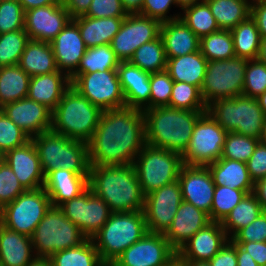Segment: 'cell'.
I'll return each instance as SVG.
<instances>
[{
	"instance_id": "obj_25",
	"label": "cell",
	"mask_w": 266,
	"mask_h": 266,
	"mask_svg": "<svg viewBox=\"0 0 266 266\" xmlns=\"http://www.w3.org/2000/svg\"><path fill=\"white\" fill-rule=\"evenodd\" d=\"M118 77L124 93L126 107L150 109V75L128 62H120Z\"/></svg>"
},
{
	"instance_id": "obj_31",
	"label": "cell",
	"mask_w": 266,
	"mask_h": 266,
	"mask_svg": "<svg viewBox=\"0 0 266 266\" xmlns=\"http://www.w3.org/2000/svg\"><path fill=\"white\" fill-rule=\"evenodd\" d=\"M214 184L253 193L254 182L244 162L220 158L207 166Z\"/></svg>"
},
{
	"instance_id": "obj_38",
	"label": "cell",
	"mask_w": 266,
	"mask_h": 266,
	"mask_svg": "<svg viewBox=\"0 0 266 266\" xmlns=\"http://www.w3.org/2000/svg\"><path fill=\"white\" fill-rule=\"evenodd\" d=\"M49 259L52 266H101L103 264L92 239L89 238L78 246L55 252Z\"/></svg>"
},
{
	"instance_id": "obj_4",
	"label": "cell",
	"mask_w": 266,
	"mask_h": 266,
	"mask_svg": "<svg viewBox=\"0 0 266 266\" xmlns=\"http://www.w3.org/2000/svg\"><path fill=\"white\" fill-rule=\"evenodd\" d=\"M101 114L99 107L71 86L52 111L51 130L69 139L88 143L98 126Z\"/></svg>"
},
{
	"instance_id": "obj_5",
	"label": "cell",
	"mask_w": 266,
	"mask_h": 266,
	"mask_svg": "<svg viewBox=\"0 0 266 266\" xmlns=\"http://www.w3.org/2000/svg\"><path fill=\"white\" fill-rule=\"evenodd\" d=\"M148 232L143 211L112 212L91 238L103 263L113 262Z\"/></svg>"
},
{
	"instance_id": "obj_46",
	"label": "cell",
	"mask_w": 266,
	"mask_h": 266,
	"mask_svg": "<svg viewBox=\"0 0 266 266\" xmlns=\"http://www.w3.org/2000/svg\"><path fill=\"white\" fill-rule=\"evenodd\" d=\"M259 139L235 132H227L221 158L246 163L255 151Z\"/></svg>"
},
{
	"instance_id": "obj_44",
	"label": "cell",
	"mask_w": 266,
	"mask_h": 266,
	"mask_svg": "<svg viewBox=\"0 0 266 266\" xmlns=\"http://www.w3.org/2000/svg\"><path fill=\"white\" fill-rule=\"evenodd\" d=\"M247 194L246 191L216 185L213 194L210 220L222 222Z\"/></svg>"
},
{
	"instance_id": "obj_1",
	"label": "cell",
	"mask_w": 266,
	"mask_h": 266,
	"mask_svg": "<svg viewBox=\"0 0 266 266\" xmlns=\"http://www.w3.org/2000/svg\"><path fill=\"white\" fill-rule=\"evenodd\" d=\"M88 144L91 166L131 165L146 144L143 110H103Z\"/></svg>"
},
{
	"instance_id": "obj_36",
	"label": "cell",
	"mask_w": 266,
	"mask_h": 266,
	"mask_svg": "<svg viewBox=\"0 0 266 266\" xmlns=\"http://www.w3.org/2000/svg\"><path fill=\"white\" fill-rule=\"evenodd\" d=\"M263 211L256 196L253 193L247 194L221 222V226L227 237L231 239L239 230L252 223Z\"/></svg>"
},
{
	"instance_id": "obj_61",
	"label": "cell",
	"mask_w": 266,
	"mask_h": 266,
	"mask_svg": "<svg viewBox=\"0 0 266 266\" xmlns=\"http://www.w3.org/2000/svg\"><path fill=\"white\" fill-rule=\"evenodd\" d=\"M18 1L20 2L24 11L47 5L62 4V0H18Z\"/></svg>"
},
{
	"instance_id": "obj_37",
	"label": "cell",
	"mask_w": 266,
	"mask_h": 266,
	"mask_svg": "<svg viewBox=\"0 0 266 266\" xmlns=\"http://www.w3.org/2000/svg\"><path fill=\"white\" fill-rule=\"evenodd\" d=\"M233 38L235 56L248 60L258 59L261 37L255 21L249 17L230 30Z\"/></svg>"
},
{
	"instance_id": "obj_62",
	"label": "cell",
	"mask_w": 266,
	"mask_h": 266,
	"mask_svg": "<svg viewBox=\"0 0 266 266\" xmlns=\"http://www.w3.org/2000/svg\"><path fill=\"white\" fill-rule=\"evenodd\" d=\"M237 266H259L254 259L247 255V251L243 250L236 244Z\"/></svg>"
},
{
	"instance_id": "obj_30",
	"label": "cell",
	"mask_w": 266,
	"mask_h": 266,
	"mask_svg": "<svg viewBox=\"0 0 266 266\" xmlns=\"http://www.w3.org/2000/svg\"><path fill=\"white\" fill-rule=\"evenodd\" d=\"M125 17L93 18L78 16L72 20L78 25L86 48L110 44L119 32Z\"/></svg>"
},
{
	"instance_id": "obj_20",
	"label": "cell",
	"mask_w": 266,
	"mask_h": 266,
	"mask_svg": "<svg viewBox=\"0 0 266 266\" xmlns=\"http://www.w3.org/2000/svg\"><path fill=\"white\" fill-rule=\"evenodd\" d=\"M0 109L31 139L51 130L52 111L28 97L7 103Z\"/></svg>"
},
{
	"instance_id": "obj_10",
	"label": "cell",
	"mask_w": 266,
	"mask_h": 266,
	"mask_svg": "<svg viewBox=\"0 0 266 266\" xmlns=\"http://www.w3.org/2000/svg\"><path fill=\"white\" fill-rule=\"evenodd\" d=\"M247 62L248 59L237 56L207 62L201 87V94L207 106L219 99L242 95Z\"/></svg>"
},
{
	"instance_id": "obj_29",
	"label": "cell",
	"mask_w": 266,
	"mask_h": 266,
	"mask_svg": "<svg viewBox=\"0 0 266 266\" xmlns=\"http://www.w3.org/2000/svg\"><path fill=\"white\" fill-rule=\"evenodd\" d=\"M36 258L31 237L11 230L0 223V264L27 266Z\"/></svg>"
},
{
	"instance_id": "obj_57",
	"label": "cell",
	"mask_w": 266,
	"mask_h": 266,
	"mask_svg": "<svg viewBox=\"0 0 266 266\" xmlns=\"http://www.w3.org/2000/svg\"><path fill=\"white\" fill-rule=\"evenodd\" d=\"M250 17L255 21L261 39L266 37V0H253Z\"/></svg>"
},
{
	"instance_id": "obj_40",
	"label": "cell",
	"mask_w": 266,
	"mask_h": 266,
	"mask_svg": "<svg viewBox=\"0 0 266 266\" xmlns=\"http://www.w3.org/2000/svg\"><path fill=\"white\" fill-rule=\"evenodd\" d=\"M120 60L110 44L87 48L73 74H89L96 71L117 70Z\"/></svg>"
},
{
	"instance_id": "obj_8",
	"label": "cell",
	"mask_w": 266,
	"mask_h": 266,
	"mask_svg": "<svg viewBox=\"0 0 266 266\" xmlns=\"http://www.w3.org/2000/svg\"><path fill=\"white\" fill-rule=\"evenodd\" d=\"M86 239L80 228L53 206L31 236L36 258H50L55 252L78 246Z\"/></svg>"
},
{
	"instance_id": "obj_19",
	"label": "cell",
	"mask_w": 266,
	"mask_h": 266,
	"mask_svg": "<svg viewBox=\"0 0 266 266\" xmlns=\"http://www.w3.org/2000/svg\"><path fill=\"white\" fill-rule=\"evenodd\" d=\"M62 4L25 11L24 29L30 40L50 43L71 20Z\"/></svg>"
},
{
	"instance_id": "obj_24",
	"label": "cell",
	"mask_w": 266,
	"mask_h": 266,
	"mask_svg": "<svg viewBox=\"0 0 266 266\" xmlns=\"http://www.w3.org/2000/svg\"><path fill=\"white\" fill-rule=\"evenodd\" d=\"M228 240L221 222L211 221L177 252L186 260L209 261Z\"/></svg>"
},
{
	"instance_id": "obj_35",
	"label": "cell",
	"mask_w": 266,
	"mask_h": 266,
	"mask_svg": "<svg viewBox=\"0 0 266 266\" xmlns=\"http://www.w3.org/2000/svg\"><path fill=\"white\" fill-rule=\"evenodd\" d=\"M30 78L19 65L0 67V108L27 97Z\"/></svg>"
},
{
	"instance_id": "obj_27",
	"label": "cell",
	"mask_w": 266,
	"mask_h": 266,
	"mask_svg": "<svg viewBox=\"0 0 266 266\" xmlns=\"http://www.w3.org/2000/svg\"><path fill=\"white\" fill-rule=\"evenodd\" d=\"M70 87V77L58 70L31 77L27 97L53 111Z\"/></svg>"
},
{
	"instance_id": "obj_3",
	"label": "cell",
	"mask_w": 266,
	"mask_h": 266,
	"mask_svg": "<svg viewBox=\"0 0 266 266\" xmlns=\"http://www.w3.org/2000/svg\"><path fill=\"white\" fill-rule=\"evenodd\" d=\"M205 112L169 106L144 110L146 143L182 155L188 148L196 121Z\"/></svg>"
},
{
	"instance_id": "obj_52",
	"label": "cell",
	"mask_w": 266,
	"mask_h": 266,
	"mask_svg": "<svg viewBox=\"0 0 266 266\" xmlns=\"http://www.w3.org/2000/svg\"><path fill=\"white\" fill-rule=\"evenodd\" d=\"M172 5L177 7L176 0H144L141 11L138 14L157 19L161 23L175 20L180 18L181 11L168 16Z\"/></svg>"
},
{
	"instance_id": "obj_9",
	"label": "cell",
	"mask_w": 266,
	"mask_h": 266,
	"mask_svg": "<svg viewBox=\"0 0 266 266\" xmlns=\"http://www.w3.org/2000/svg\"><path fill=\"white\" fill-rule=\"evenodd\" d=\"M182 165L183 161L180 153L147 143L133 163L142 193L145 196L178 180Z\"/></svg>"
},
{
	"instance_id": "obj_58",
	"label": "cell",
	"mask_w": 266,
	"mask_h": 266,
	"mask_svg": "<svg viewBox=\"0 0 266 266\" xmlns=\"http://www.w3.org/2000/svg\"><path fill=\"white\" fill-rule=\"evenodd\" d=\"M247 255L251 256L259 266H266V242H235Z\"/></svg>"
},
{
	"instance_id": "obj_53",
	"label": "cell",
	"mask_w": 266,
	"mask_h": 266,
	"mask_svg": "<svg viewBox=\"0 0 266 266\" xmlns=\"http://www.w3.org/2000/svg\"><path fill=\"white\" fill-rule=\"evenodd\" d=\"M231 239L234 242H266V211L239 230Z\"/></svg>"
},
{
	"instance_id": "obj_26",
	"label": "cell",
	"mask_w": 266,
	"mask_h": 266,
	"mask_svg": "<svg viewBox=\"0 0 266 266\" xmlns=\"http://www.w3.org/2000/svg\"><path fill=\"white\" fill-rule=\"evenodd\" d=\"M88 178L89 174H77L58 168L45 176L43 188L51 200V205L59 207L83 193L88 188Z\"/></svg>"
},
{
	"instance_id": "obj_14",
	"label": "cell",
	"mask_w": 266,
	"mask_h": 266,
	"mask_svg": "<svg viewBox=\"0 0 266 266\" xmlns=\"http://www.w3.org/2000/svg\"><path fill=\"white\" fill-rule=\"evenodd\" d=\"M82 233L91 239L108 221L112 211L109 205L88 187L79 196L58 207Z\"/></svg>"
},
{
	"instance_id": "obj_72",
	"label": "cell",
	"mask_w": 266,
	"mask_h": 266,
	"mask_svg": "<svg viewBox=\"0 0 266 266\" xmlns=\"http://www.w3.org/2000/svg\"><path fill=\"white\" fill-rule=\"evenodd\" d=\"M3 160V153L0 151V162Z\"/></svg>"
},
{
	"instance_id": "obj_50",
	"label": "cell",
	"mask_w": 266,
	"mask_h": 266,
	"mask_svg": "<svg viewBox=\"0 0 266 266\" xmlns=\"http://www.w3.org/2000/svg\"><path fill=\"white\" fill-rule=\"evenodd\" d=\"M174 81L164 70L150 75V108L168 106Z\"/></svg>"
},
{
	"instance_id": "obj_56",
	"label": "cell",
	"mask_w": 266,
	"mask_h": 266,
	"mask_svg": "<svg viewBox=\"0 0 266 266\" xmlns=\"http://www.w3.org/2000/svg\"><path fill=\"white\" fill-rule=\"evenodd\" d=\"M210 266H237L236 243L229 239L209 261Z\"/></svg>"
},
{
	"instance_id": "obj_28",
	"label": "cell",
	"mask_w": 266,
	"mask_h": 266,
	"mask_svg": "<svg viewBox=\"0 0 266 266\" xmlns=\"http://www.w3.org/2000/svg\"><path fill=\"white\" fill-rule=\"evenodd\" d=\"M162 37L167 58L188 55L200 51V38L181 18L161 23Z\"/></svg>"
},
{
	"instance_id": "obj_16",
	"label": "cell",
	"mask_w": 266,
	"mask_h": 266,
	"mask_svg": "<svg viewBox=\"0 0 266 266\" xmlns=\"http://www.w3.org/2000/svg\"><path fill=\"white\" fill-rule=\"evenodd\" d=\"M182 201L179 180L147 194L143 212L148 232L164 234L170 227Z\"/></svg>"
},
{
	"instance_id": "obj_42",
	"label": "cell",
	"mask_w": 266,
	"mask_h": 266,
	"mask_svg": "<svg viewBox=\"0 0 266 266\" xmlns=\"http://www.w3.org/2000/svg\"><path fill=\"white\" fill-rule=\"evenodd\" d=\"M180 18L199 38L220 30L205 1L185 8Z\"/></svg>"
},
{
	"instance_id": "obj_66",
	"label": "cell",
	"mask_w": 266,
	"mask_h": 266,
	"mask_svg": "<svg viewBox=\"0 0 266 266\" xmlns=\"http://www.w3.org/2000/svg\"><path fill=\"white\" fill-rule=\"evenodd\" d=\"M27 266H52V263L49 258H35Z\"/></svg>"
},
{
	"instance_id": "obj_7",
	"label": "cell",
	"mask_w": 266,
	"mask_h": 266,
	"mask_svg": "<svg viewBox=\"0 0 266 266\" xmlns=\"http://www.w3.org/2000/svg\"><path fill=\"white\" fill-rule=\"evenodd\" d=\"M207 112L226 132H235L260 140L265 114L257 98L240 95L219 99L207 106Z\"/></svg>"
},
{
	"instance_id": "obj_55",
	"label": "cell",
	"mask_w": 266,
	"mask_h": 266,
	"mask_svg": "<svg viewBox=\"0 0 266 266\" xmlns=\"http://www.w3.org/2000/svg\"><path fill=\"white\" fill-rule=\"evenodd\" d=\"M248 172L253 182L266 177V145L259 142L254 153L246 162Z\"/></svg>"
},
{
	"instance_id": "obj_49",
	"label": "cell",
	"mask_w": 266,
	"mask_h": 266,
	"mask_svg": "<svg viewBox=\"0 0 266 266\" xmlns=\"http://www.w3.org/2000/svg\"><path fill=\"white\" fill-rule=\"evenodd\" d=\"M25 11L18 0H0V34L24 29Z\"/></svg>"
},
{
	"instance_id": "obj_22",
	"label": "cell",
	"mask_w": 266,
	"mask_h": 266,
	"mask_svg": "<svg viewBox=\"0 0 266 266\" xmlns=\"http://www.w3.org/2000/svg\"><path fill=\"white\" fill-rule=\"evenodd\" d=\"M50 44L58 70L70 77L77 70L87 49L78 25L71 19Z\"/></svg>"
},
{
	"instance_id": "obj_69",
	"label": "cell",
	"mask_w": 266,
	"mask_h": 266,
	"mask_svg": "<svg viewBox=\"0 0 266 266\" xmlns=\"http://www.w3.org/2000/svg\"><path fill=\"white\" fill-rule=\"evenodd\" d=\"M187 266H210L208 261L187 260Z\"/></svg>"
},
{
	"instance_id": "obj_6",
	"label": "cell",
	"mask_w": 266,
	"mask_h": 266,
	"mask_svg": "<svg viewBox=\"0 0 266 266\" xmlns=\"http://www.w3.org/2000/svg\"><path fill=\"white\" fill-rule=\"evenodd\" d=\"M37 150L44 175L55 169L89 174L88 144L69 139L52 130L31 139Z\"/></svg>"
},
{
	"instance_id": "obj_71",
	"label": "cell",
	"mask_w": 266,
	"mask_h": 266,
	"mask_svg": "<svg viewBox=\"0 0 266 266\" xmlns=\"http://www.w3.org/2000/svg\"><path fill=\"white\" fill-rule=\"evenodd\" d=\"M101 266H114V265L110 263H103Z\"/></svg>"
},
{
	"instance_id": "obj_67",
	"label": "cell",
	"mask_w": 266,
	"mask_h": 266,
	"mask_svg": "<svg viewBox=\"0 0 266 266\" xmlns=\"http://www.w3.org/2000/svg\"><path fill=\"white\" fill-rule=\"evenodd\" d=\"M258 59L264 64H266V37H263L261 39V47H260Z\"/></svg>"
},
{
	"instance_id": "obj_68",
	"label": "cell",
	"mask_w": 266,
	"mask_h": 266,
	"mask_svg": "<svg viewBox=\"0 0 266 266\" xmlns=\"http://www.w3.org/2000/svg\"><path fill=\"white\" fill-rule=\"evenodd\" d=\"M258 103L260 108L263 110L265 116H266V91L262 93L258 98Z\"/></svg>"
},
{
	"instance_id": "obj_32",
	"label": "cell",
	"mask_w": 266,
	"mask_h": 266,
	"mask_svg": "<svg viewBox=\"0 0 266 266\" xmlns=\"http://www.w3.org/2000/svg\"><path fill=\"white\" fill-rule=\"evenodd\" d=\"M208 60L201 51L167 58L166 71L174 82H186L201 89Z\"/></svg>"
},
{
	"instance_id": "obj_54",
	"label": "cell",
	"mask_w": 266,
	"mask_h": 266,
	"mask_svg": "<svg viewBox=\"0 0 266 266\" xmlns=\"http://www.w3.org/2000/svg\"><path fill=\"white\" fill-rule=\"evenodd\" d=\"M127 15L121 0H92L88 11L84 14L93 18L126 17Z\"/></svg>"
},
{
	"instance_id": "obj_17",
	"label": "cell",
	"mask_w": 266,
	"mask_h": 266,
	"mask_svg": "<svg viewBox=\"0 0 266 266\" xmlns=\"http://www.w3.org/2000/svg\"><path fill=\"white\" fill-rule=\"evenodd\" d=\"M175 252L164 234L147 232L139 241L127 248L113 265L164 266Z\"/></svg>"
},
{
	"instance_id": "obj_60",
	"label": "cell",
	"mask_w": 266,
	"mask_h": 266,
	"mask_svg": "<svg viewBox=\"0 0 266 266\" xmlns=\"http://www.w3.org/2000/svg\"><path fill=\"white\" fill-rule=\"evenodd\" d=\"M253 194L256 196L263 210L266 211V177L254 183Z\"/></svg>"
},
{
	"instance_id": "obj_11",
	"label": "cell",
	"mask_w": 266,
	"mask_h": 266,
	"mask_svg": "<svg viewBox=\"0 0 266 266\" xmlns=\"http://www.w3.org/2000/svg\"><path fill=\"white\" fill-rule=\"evenodd\" d=\"M51 206V200L43 187L25 190L0 210V223L31 237Z\"/></svg>"
},
{
	"instance_id": "obj_51",
	"label": "cell",
	"mask_w": 266,
	"mask_h": 266,
	"mask_svg": "<svg viewBox=\"0 0 266 266\" xmlns=\"http://www.w3.org/2000/svg\"><path fill=\"white\" fill-rule=\"evenodd\" d=\"M24 191L11 167L2 160L0 162V210Z\"/></svg>"
},
{
	"instance_id": "obj_23",
	"label": "cell",
	"mask_w": 266,
	"mask_h": 266,
	"mask_svg": "<svg viewBox=\"0 0 266 266\" xmlns=\"http://www.w3.org/2000/svg\"><path fill=\"white\" fill-rule=\"evenodd\" d=\"M210 222L207 213L183 200L164 236L177 252L193 235Z\"/></svg>"
},
{
	"instance_id": "obj_45",
	"label": "cell",
	"mask_w": 266,
	"mask_h": 266,
	"mask_svg": "<svg viewBox=\"0 0 266 266\" xmlns=\"http://www.w3.org/2000/svg\"><path fill=\"white\" fill-rule=\"evenodd\" d=\"M29 40L25 30L0 34V67L18 65Z\"/></svg>"
},
{
	"instance_id": "obj_13",
	"label": "cell",
	"mask_w": 266,
	"mask_h": 266,
	"mask_svg": "<svg viewBox=\"0 0 266 266\" xmlns=\"http://www.w3.org/2000/svg\"><path fill=\"white\" fill-rule=\"evenodd\" d=\"M70 80L73 88L102 111L126 107L117 70L72 74Z\"/></svg>"
},
{
	"instance_id": "obj_33",
	"label": "cell",
	"mask_w": 266,
	"mask_h": 266,
	"mask_svg": "<svg viewBox=\"0 0 266 266\" xmlns=\"http://www.w3.org/2000/svg\"><path fill=\"white\" fill-rule=\"evenodd\" d=\"M18 65L30 77L58 71L51 44L36 40L27 42Z\"/></svg>"
},
{
	"instance_id": "obj_18",
	"label": "cell",
	"mask_w": 266,
	"mask_h": 266,
	"mask_svg": "<svg viewBox=\"0 0 266 266\" xmlns=\"http://www.w3.org/2000/svg\"><path fill=\"white\" fill-rule=\"evenodd\" d=\"M178 180L181 185L183 200L204 211L210 218L216 185L209 168L183 164Z\"/></svg>"
},
{
	"instance_id": "obj_47",
	"label": "cell",
	"mask_w": 266,
	"mask_h": 266,
	"mask_svg": "<svg viewBox=\"0 0 266 266\" xmlns=\"http://www.w3.org/2000/svg\"><path fill=\"white\" fill-rule=\"evenodd\" d=\"M266 91V64L259 59L248 60L242 95L258 98Z\"/></svg>"
},
{
	"instance_id": "obj_48",
	"label": "cell",
	"mask_w": 266,
	"mask_h": 266,
	"mask_svg": "<svg viewBox=\"0 0 266 266\" xmlns=\"http://www.w3.org/2000/svg\"><path fill=\"white\" fill-rule=\"evenodd\" d=\"M30 140L31 138L0 109V151L3 155Z\"/></svg>"
},
{
	"instance_id": "obj_65",
	"label": "cell",
	"mask_w": 266,
	"mask_h": 266,
	"mask_svg": "<svg viewBox=\"0 0 266 266\" xmlns=\"http://www.w3.org/2000/svg\"><path fill=\"white\" fill-rule=\"evenodd\" d=\"M205 0H176L177 7L180 8V10H184L185 8L194 6L198 3L204 2Z\"/></svg>"
},
{
	"instance_id": "obj_39",
	"label": "cell",
	"mask_w": 266,
	"mask_h": 266,
	"mask_svg": "<svg viewBox=\"0 0 266 266\" xmlns=\"http://www.w3.org/2000/svg\"><path fill=\"white\" fill-rule=\"evenodd\" d=\"M129 62L149 73L166 70L167 57L162 37L159 36L136 49Z\"/></svg>"
},
{
	"instance_id": "obj_34",
	"label": "cell",
	"mask_w": 266,
	"mask_h": 266,
	"mask_svg": "<svg viewBox=\"0 0 266 266\" xmlns=\"http://www.w3.org/2000/svg\"><path fill=\"white\" fill-rule=\"evenodd\" d=\"M219 29L232 30L251 15V3L247 0H205Z\"/></svg>"
},
{
	"instance_id": "obj_15",
	"label": "cell",
	"mask_w": 266,
	"mask_h": 266,
	"mask_svg": "<svg viewBox=\"0 0 266 266\" xmlns=\"http://www.w3.org/2000/svg\"><path fill=\"white\" fill-rule=\"evenodd\" d=\"M161 22L138 13L128 14L110 45L120 62H128L143 44L160 36Z\"/></svg>"
},
{
	"instance_id": "obj_2",
	"label": "cell",
	"mask_w": 266,
	"mask_h": 266,
	"mask_svg": "<svg viewBox=\"0 0 266 266\" xmlns=\"http://www.w3.org/2000/svg\"><path fill=\"white\" fill-rule=\"evenodd\" d=\"M88 187L112 212L143 211L145 195L133 164L89 167Z\"/></svg>"
},
{
	"instance_id": "obj_59",
	"label": "cell",
	"mask_w": 266,
	"mask_h": 266,
	"mask_svg": "<svg viewBox=\"0 0 266 266\" xmlns=\"http://www.w3.org/2000/svg\"><path fill=\"white\" fill-rule=\"evenodd\" d=\"M92 0H62V5L73 19L84 15L91 4Z\"/></svg>"
},
{
	"instance_id": "obj_70",
	"label": "cell",
	"mask_w": 266,
	"mask_h": 266,
	"mask_svg": "<svg viewBox=\"0 0 266 266\" xmlns=\"http://www.w3.org/2000/svg\"><path fill=\"white\" fill-rule=\"evenodd\" d=\"M259 141L266 145V116L264 119L263 131Z\"/></svg>"
},
{
	"instance_id": "obj_63",
	"label": "cell",
	"mask_w": 266,
	"mask_h": 266,
	"mask_svg": "<svg viewBox=\"0 0 266 266\" xmlns=\"http://www.w3.org/2000/svg\"><path fill=\"white\" fill-rule=\"evenodd\" d=\"M144 0H121L122 6L128 14H136L141 11Z\"/></svg>"
},
{
	"instance_id": "obj_12",
	"label": "cell",
	"mask_w": 266,
	"mask_h": 266,
	"mask_svg": "<svg viewBox=\"0 0 266 266\" xmlns=\"http://www.w3.org/2000/svg\"><path fill=\"white\" fill-rule=\"evenodd\" d=\"M227 132L208 113H203L194 127L190 143L181 155L183 164L208 166L221 158Z\"/></svg>"
},
{
	"instance_id": "obj_64",
	"label": "cell",
	"mask_w": 266,
	"mask_h": 266,
	"mask_svg": "<svg viewBox=\"0 0 266 266\" xmlns=\"http://www.w3.org/2000/svg\"><path fill=\"white\" fill-rule=\"evenodd\" d=\"M164 266H187V260L184 259L178 252H175V254Z\"/></svg>"
},
{
	"instance_id": "obj_41",
	"label": "cell",
	"mask_w": 266,
	"mask_h": 266,
	"mask_svg": "<svg viewBox=\"0 0 266 266\" xmlns=\"http://www.w3.org/2000/svg\"><path fill=\"white\" fill-rule=\"evenodd\" d=\"M200 51L208 60H227L235 57L230 30H218L200 38Z\"/></svg>"
},
{
	"instance_id": "obj_43",
	"label": "cell",
	"mask_w": 266,
	"mask_h": 266,
	"mask_svg": "<svg viewBox=\"0 0 266 266\" xmlns=\"http://www.w3.org/2000/svg\"><path fill=\"white\" fill-rule=\"evenodd\" d=\"M168 106L182 110L207 111L201 89L186 82H174Z\"/></svg>"
},
{
	"instance_id": "obj_21",
	"label": "cell",
	"mask_w": 266,
	"mask_h": 266,
	"mask_svg": "<svg viewBox=\"0 0 266 266\" xmlns=\"http://www.w3.org/2000/svg\"><path fill=\"white\" fill-rule=\"evenodd\" d=\"M3 160L11 167L25 190L44 187L45 175L32 140L23 146L8 150Z\"/></svg>"
}]
</instances>
